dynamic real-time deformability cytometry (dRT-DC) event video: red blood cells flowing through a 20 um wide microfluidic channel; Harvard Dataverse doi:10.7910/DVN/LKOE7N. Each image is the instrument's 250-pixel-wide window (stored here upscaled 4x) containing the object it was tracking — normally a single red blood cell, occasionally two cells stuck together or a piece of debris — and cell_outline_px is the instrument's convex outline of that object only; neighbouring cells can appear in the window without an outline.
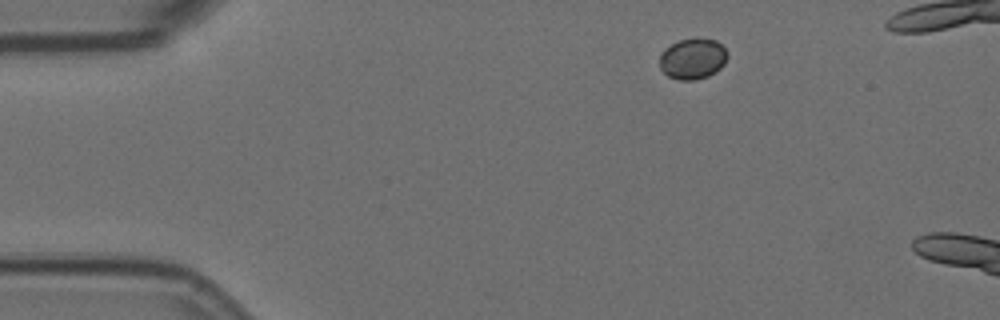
{"species": "Egyptian fruit bat (a non-hibernating species)", "species_latin": "Rousettus aegyptiacus", "temperature_condition": "room temperature", "stored_images_in_passage": 2, "camera_frame_rate_fps": 3000, "um_per_image_px": 0.085, "animal": {"sex": "female"}, "frame": {"image": 1, "passage_image": 2, "time_ms": 0.333, "image_size_px": [1000, 320], "cell_outline_px": [[728, 56], [724, 64], [716, 72], [708, 76], [696, 80], [680, 80], [668, 76], [660, 68], [660, 52], [664, 48], [680, 40], [696, 36], [716, 40], [728, 52]], "centroid_in_image_um": [58.89, 4.97], "position_along_channel_um": 26.1, "area_um2": 16.47}}